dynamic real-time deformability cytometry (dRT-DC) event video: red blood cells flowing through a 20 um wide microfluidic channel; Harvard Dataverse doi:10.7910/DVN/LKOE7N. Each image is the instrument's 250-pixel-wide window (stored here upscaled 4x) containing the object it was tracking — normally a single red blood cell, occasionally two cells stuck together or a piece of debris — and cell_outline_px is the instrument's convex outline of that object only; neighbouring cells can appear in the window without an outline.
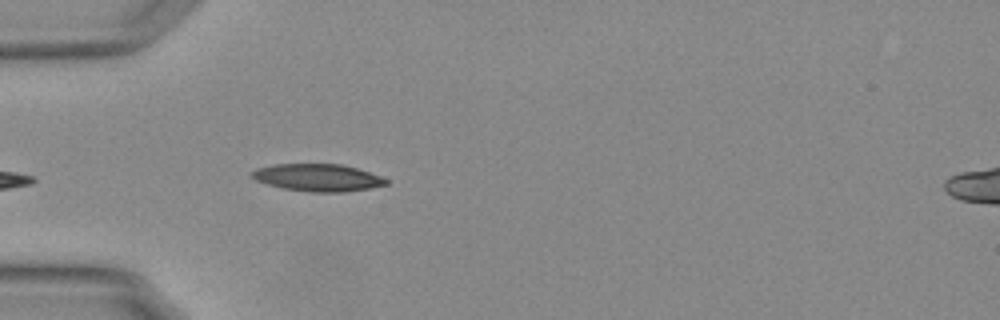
{"species": "Egyptian fruit bat (a non-hibernating species)", "species_latin": "Rousettus aegyptiacus", "temperature_condition": "warm", "stored_images_in_passage": 37, "camera_frame_rate_fps": 3000, "um_per_image_px": 0.085, "animal": {"sex": "female"}, "frame": {"image": 1, "passage_image": 1, "time_ms": 0.0, "image_size_px": [1000, 320], "cell_outline_px": [[388, 184], [368, 188], [344, 192], [312, 192], [284, 188], [268, 184], [256, 180], [252, 176], [252, 172], [256, 168], [276, 164], [340, 164], [356, 168], [380, 176], [388, 180]], "centroid_in_image_um": [27.01, 15.09], "position_along_channel_um": 58.0, "area_um2": 21.04}, "authors_computed_cell_mechanics": {"area_um2": 21.3282, "velocity_mm_per_s": 3.7338, "shape_relaxation_time_tau1_ms": 2.6793, "shape_relaxation_time_tau2_ms": 1.7084, "deformation_change_tau1": 0.1286, "deformation_change_tau2": 0.0637}}